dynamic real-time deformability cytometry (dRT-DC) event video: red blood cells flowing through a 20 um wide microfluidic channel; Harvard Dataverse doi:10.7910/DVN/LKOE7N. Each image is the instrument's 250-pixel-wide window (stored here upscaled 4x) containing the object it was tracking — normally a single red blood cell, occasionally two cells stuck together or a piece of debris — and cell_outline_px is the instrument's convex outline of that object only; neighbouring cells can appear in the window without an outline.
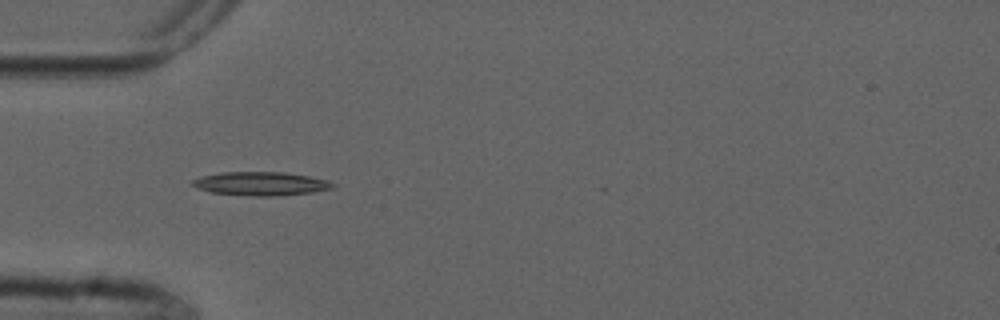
{"species": "common noctule bat (a hibernating species)", "species_latin": "Nyctalus noctula", "temperature_condition": "cold", "stored_images_in_passage": 5, "camera_frame_rate_fps": 3000, "um_per_image_px": 0.085, "animal": {"sex": "male", "forearm_length_mm": 52.5}, "frame": {"image": 1, "passage_image": 5, "time_ms": 4.667, "image_size_px": [1000, 320], "cell_outline_px": [[336, 184], [332, 188], [312, 192], [280, 196], [252, 196], [212, 192], [196, 188], [192, 184], [192, 180], [200, 176], [224, 172], [284, 172], [308, 176], [328, 180]], "centroid_in_image_um": [22.17, 15.61], "position_along_channel_um": 62.8, "area_um2": 19.31}}